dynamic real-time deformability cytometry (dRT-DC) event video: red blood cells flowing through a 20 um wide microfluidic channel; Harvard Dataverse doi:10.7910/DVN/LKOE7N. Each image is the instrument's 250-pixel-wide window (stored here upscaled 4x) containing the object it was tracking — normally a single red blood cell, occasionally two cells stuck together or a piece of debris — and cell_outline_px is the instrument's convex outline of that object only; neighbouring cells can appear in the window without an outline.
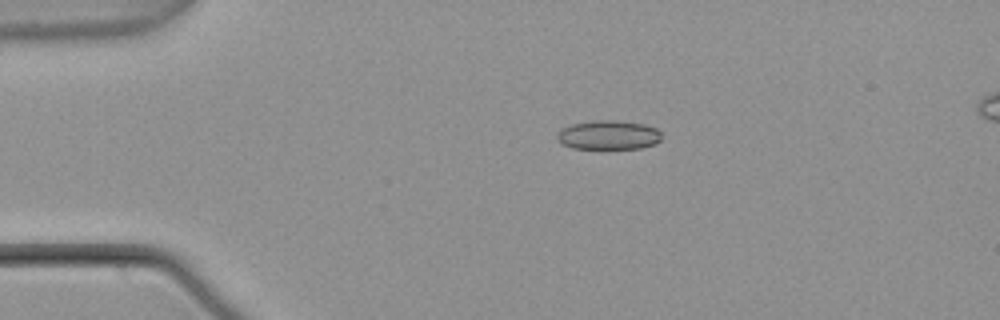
{"species": "common noctule bat (a hibernating species)", "species_latin": "Nyctalus noctula", "temperature_condition": "warm", "stored_images_in_passage": 44, "camera_frame_rate_fps": 3000, "um_per_image_px": 0.085, "animal": {"sex": "male", "body_mass_g": 21.5, "forearm_length_mm": 52.0}, "frame": {"image": 1, "passage_image": 1, "time_ms": 0.0, "image_size_px": [1000, 320], "cell_outline_px": [[660, 140], [656, 144], [640, 148], [572, 148], [560, 144], [556, 140], [556, 132], [560, 128], [572, 124], [596, 120], [616, 120], [644, 124], [656, 128], [660, 132]], "centroid_in_image_um": [51.66, 11.47], "position_along_channel_um": 33.3, "area_um2": 17.92}}
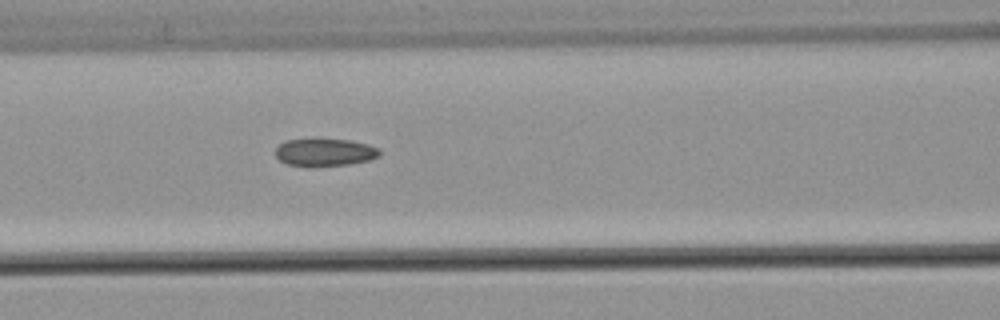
{"frame": {"image": 2, "passage_image": 13, "time_ms": 4.0, "image_size_px": [1000, 320], "cell_outline_px": [[380, 156], [368, 160], [348, 164], [312, 168], [304, 168], [288, 164], [280, 160], [276, 156], [276, 148], [284, 140], [320, 136], [352, 140], [368, 144], [380, 148]], "centroid_in_image_um": [27.58, 12.91], "position_along_channel_um": 139.0, "area_um2": 17.92}}
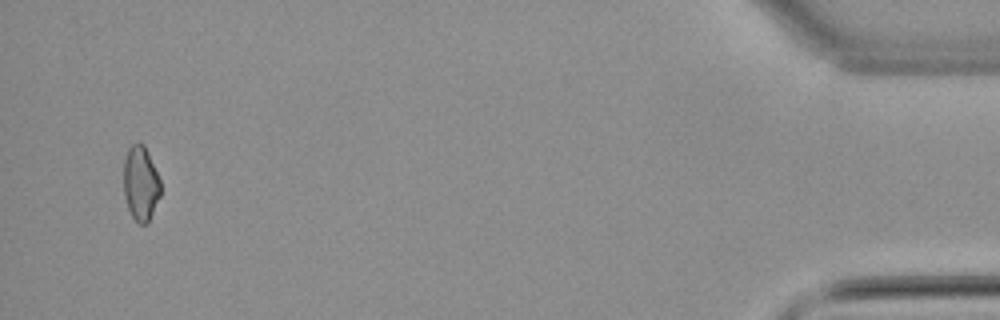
{"frame": {"image": 3, "passage_image": 42, "time_ms": 13.667, "image_size_px": [1000, 320], "cell_outline_px": [[160, 196], [148, 224], [140, 224], [132, 216], [128, 208], [124, 196], [124, 160], [128, 148], [132, 144], [140, 140], [144, 144], [160, 180]], "centroid_in_image_um": [11.95, 15.57], "position_along_channel_um": 423.2, "area_um2": 16.13}, "authors_computed_cell_mechanics": {"area_um2": 17.051, "velocity_mm_per_s": 3.8055, "shape_relaxation_time_tau1_ms": null, "shape_relaxation_time_tau2_ms": 7.3959, "deformation_change_tau1": null, "deformation_change_tau2": 0.1498}}